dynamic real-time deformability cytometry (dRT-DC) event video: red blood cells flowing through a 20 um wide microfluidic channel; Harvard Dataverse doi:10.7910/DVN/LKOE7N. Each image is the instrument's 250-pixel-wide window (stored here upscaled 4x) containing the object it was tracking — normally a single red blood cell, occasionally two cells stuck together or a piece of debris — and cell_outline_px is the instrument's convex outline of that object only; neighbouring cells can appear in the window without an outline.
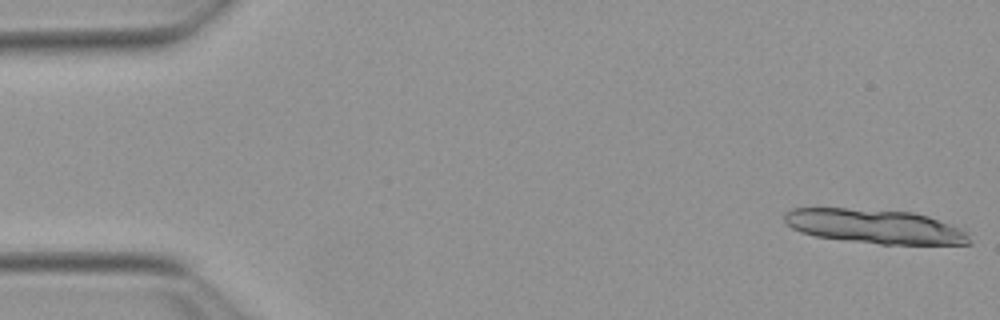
{"species": "Egyptian fruit bat (a non-hibernating species)", "species_latin": "Rousettus aegyptiacus", "temperature_condition": "warm", "stored_images_in_passage": 13, "camera_frame_rate_fps": 3000, "um_per_image_px": 0.085, "animal": {"sex": "female"}, "frame": {"image": 1, "passage_image": 1, "time_ms": 0.0, "image_size_px": [1000, 320], "cell_outline_px": [[972, 244], [880, 244], [816, 236], [800, 232], [792, 228], [784, 220], [784, 212], [792, 208], [848, 208], [912, 212], [928, 216], [960, 228], [968, 232], [972, 240]], "centroid_in_image_um": [74.38, 19.24], "position_along_channel_um": 10.6, "area_um2": 36.88}}